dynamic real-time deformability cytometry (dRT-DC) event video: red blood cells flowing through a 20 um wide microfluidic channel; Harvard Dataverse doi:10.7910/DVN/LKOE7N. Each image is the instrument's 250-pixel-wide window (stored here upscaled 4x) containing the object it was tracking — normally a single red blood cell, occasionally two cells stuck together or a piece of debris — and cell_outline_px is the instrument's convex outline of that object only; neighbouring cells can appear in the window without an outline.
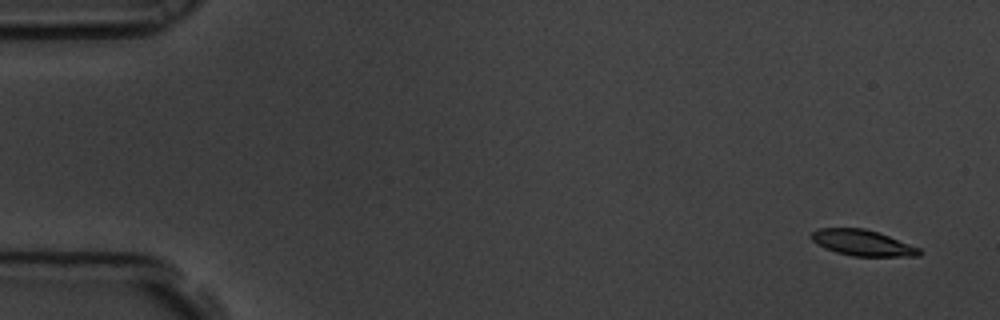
{"species": "common noctule bat (a hibernating species)", "species_latin": "Nyctalus noctula", "temperature_condition": "room temperature", "stored_images_in_passage": 5, "camera_frame_rate_fps": 3000, "um_per_image_px": 0.085, "animal": {"sex": "male", "body_mass_g": 19.5, "forearm_length_mm": 54.6}, "frame": {"image": 1, "passage_image": 1, "time_ms": 0.0, "image_size_px": [1000, 320], "cell_outline_px": [[924, 252], [920, 256], [852, 256], [836, 252], [824, 248], [816, 244], [808, 236], [812, 232], [820, 228], [864, 228], [888, 236], [920, 248]], "centroid_in_image_um": [73.29, 20.65], "position_along_channel_um": 11.7, "area_um2": 16.3}}
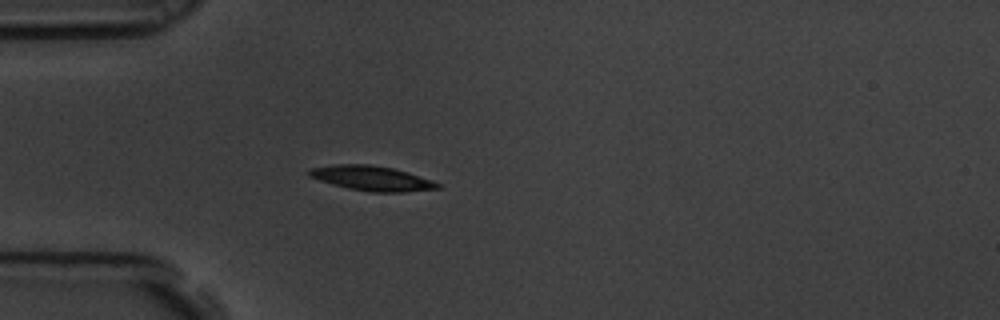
{"frame": {"image": 2, "passage_image": 5, "time_ms": 1.333, "image_size_px": [1000, 320], "cell_outline_px": [[440, 188], [404, 192], [372, 192], [348, 188], [332, 184], [308, 176], [304, 172], [308, 168], [336, 164], [368, 164], [392, 168], [408, 172], [432, 180], [440, 184]], "centroid_in_image_um": [31.55, 15.14], "position_along_channel_um": 53.5, "area_um2": 18.61}}